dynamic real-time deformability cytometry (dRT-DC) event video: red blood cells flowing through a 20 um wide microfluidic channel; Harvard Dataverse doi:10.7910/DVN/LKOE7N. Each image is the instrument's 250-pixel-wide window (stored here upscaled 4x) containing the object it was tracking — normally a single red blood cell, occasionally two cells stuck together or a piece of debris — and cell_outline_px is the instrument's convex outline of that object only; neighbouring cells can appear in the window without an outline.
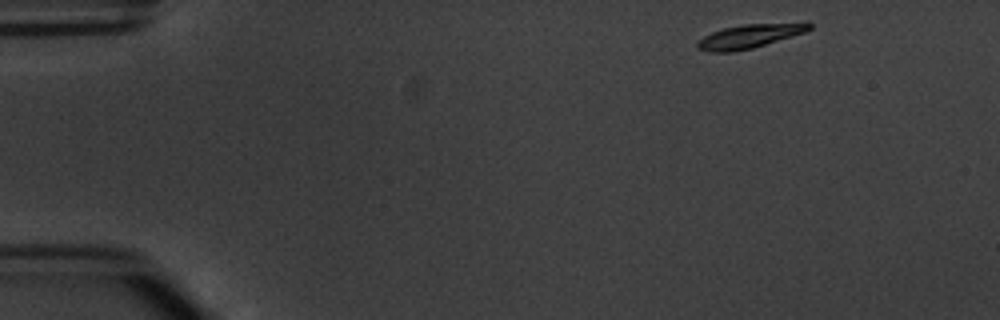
{"species": "common noctule bat (a hibernating species)", "species_latin": "Nyctalus noctula", "temperature_condition": "warm", "stored_images_in_passage": 3, "camera_frame_rate_fps": 3000, "um_per_image_px": 0.085, "animal": {"sex": "male", "body_mass_g": 20.1, "forearm_length_mm": 53.5}, "frame": {"image": 1, "passage_image": 1, "time_ms": 0.0, "image_size_px": [1000, 320], "cell_outline_px": [[812, 28], [804, 32], [752, 48], [732, 52], [708, 52], [696, 48], [696, 44], [704, 36], [712, 32], [724, 28], [744, 24], [804, 20], [808, 20], [812, 24]], "centroid_in_image_um": [63.81, 3.03], "position_along_channel_um": 21.2, "area_um2": 15.95}}
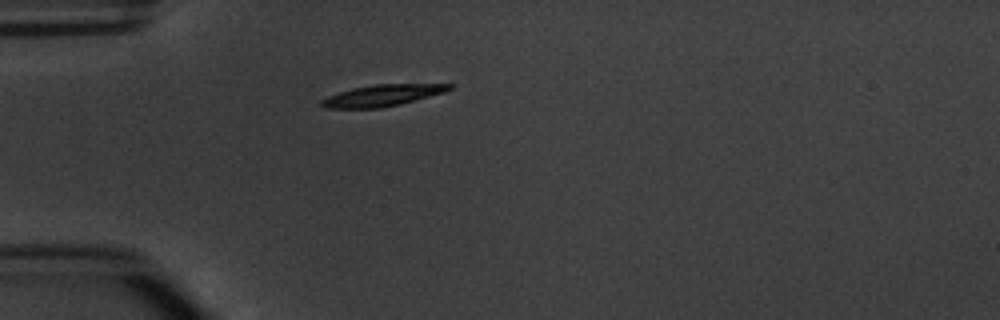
{"frame": {"image": 2, "passage_image": 3, "time_ms": 3.0, "image_size_px": [1000, 320], "cell_outline_px": [[452, 88], [444, 92], [400, 104], [380, 108], [328, 108], [320, 104], [320, 100], [328, 96], [352, 88], [376, 84], [452, 84]], "centroid_in_image_um": [32.47, 8.11], "position_along_channel_um": 52.5, "area_um2": 15.72}}